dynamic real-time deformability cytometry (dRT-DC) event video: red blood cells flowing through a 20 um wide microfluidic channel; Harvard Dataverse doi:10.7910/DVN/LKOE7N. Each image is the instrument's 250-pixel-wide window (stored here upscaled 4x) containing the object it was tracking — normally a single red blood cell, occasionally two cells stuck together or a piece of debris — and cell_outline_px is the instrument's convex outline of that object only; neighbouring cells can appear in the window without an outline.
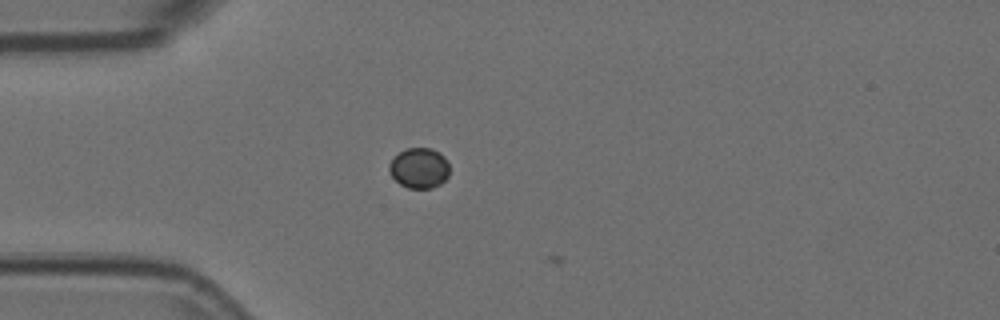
{"species": "Egyptian fruit bat (a non-hibernating species)", "species_latin": "Rousettus aegyptiacus", "temperature_condition": "room temperature", "stored_images_in_passage": 5, "camera_frame_rate_fps": 3000, "um_per_image_px": 0.085, "animal": {"sex": "female"}, "frame": {"image": 1, "passage_image": 4, "time_ms": 1.0, "image_size_px": [1000, 320], "cell_outline_px": [[448, 176], [440, 184], [432, 188], [408, 188], [400, 184], [388, 172], [388, 164], [392, 156], [404, 148], [432, 148], [440, 152], [448, 160]], "centroid_in_image_um": [35.6, 14.26], "position_along_channel_um": 49.4, "area_um2": 14.51}}